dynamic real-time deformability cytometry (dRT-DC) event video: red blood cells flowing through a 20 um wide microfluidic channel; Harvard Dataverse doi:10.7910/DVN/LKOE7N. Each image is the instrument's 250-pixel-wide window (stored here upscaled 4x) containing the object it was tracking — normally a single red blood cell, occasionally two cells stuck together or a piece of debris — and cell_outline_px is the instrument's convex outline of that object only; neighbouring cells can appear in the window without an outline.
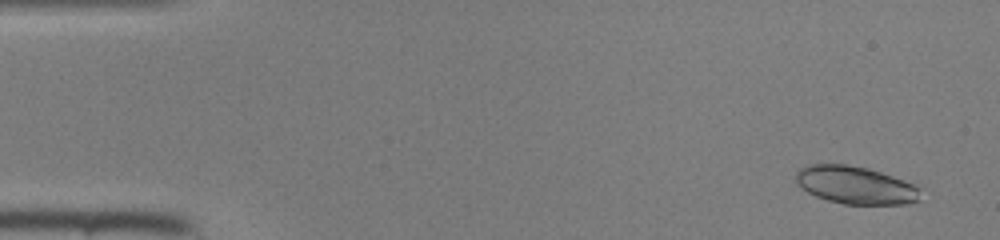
{"species": "common noctule bat (a hibernating species)", "species_latin": "Nyctalus noctula", "temperature_condition": "room temperature", "stored_images_in_passage": 46, "camera_frame_rate_fps": 3000, "um_per_image_px": 0.085, "animal": {"sex": "female", "body_mass_g": 22.0, "forearm_length_mm": 56.7}, "frame": {"image": 1, "passage_image": 3, "time_ms": 0.667, "image_size_px": [1000, 240], "cell_outline_px": [[924, 188], [916, 200], [908, 204], [844, 204], [828, 200], [816, 196], [800, 188], [796, 184], [796, 172], [800, 168], [808, 164], [848, 164], [868, 168], [904, 180]], "centroid_in_image_um": [72.71, 15.73], "position_along_channel_um": 12.3, "area_um2": 27.57}}
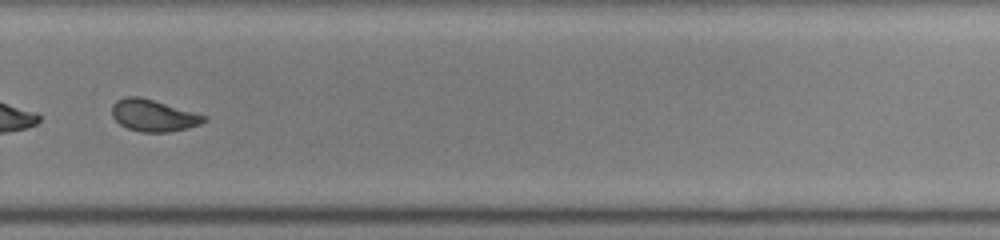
{"frame": {"image": 2, "passage_image": 33, "time_ms": 10.667, "image_size_px": [1000, 240], "cell_outline_px": [[208, 120], [200, 124], [188, 128], [168, 132], [140, 132], [128, 128], [120, 124], [112, 116], [112, 104], [116, 100], [124, 96], [140, 96], [208, 116]], "centroid_in_image_um": [13.04, 9.81], "position_along_channel_um": 316.8, "area_um2": 17.17}}